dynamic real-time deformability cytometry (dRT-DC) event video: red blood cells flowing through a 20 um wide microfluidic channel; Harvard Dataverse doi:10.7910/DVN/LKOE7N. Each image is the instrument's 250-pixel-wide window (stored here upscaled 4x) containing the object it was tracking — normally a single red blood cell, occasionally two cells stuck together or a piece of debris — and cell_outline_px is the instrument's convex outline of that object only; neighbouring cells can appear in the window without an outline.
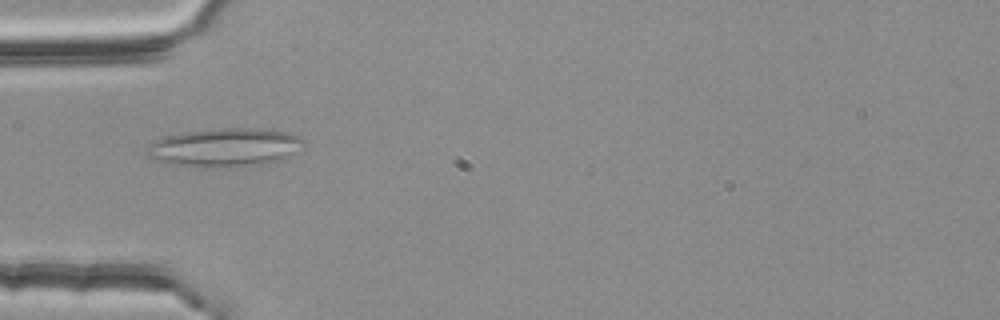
{"species": "common noctule bat (a hibernating species)", "species_latin": "Nyctalus noctula", "temperature_condition": "room temperature", "stored_images_in_passage": 54, "camera_frame_rate_fps": 3000, "um_per_image_px": 0.085, "animal": {"sex": "female", "body_mass_g": 25.1}, "frame": {"image": 1, "passage_image": 17, "time_ms": 5.333, "image_size_px": [1000, 320], "cell_outline_px": [[304, 148], [276, 160], [240, 164], [176, 164], [156, 160], [148, 156], [144, 152], [156, 140], [164, 136], [184, 132], [220, 128], [260, 128], [288, 132], [300, 136], [304, 140]], "centroid_in_image_um": [19.13, 12.44], "position_along_channel_um": 65.9, "area_um2": 33.41}}
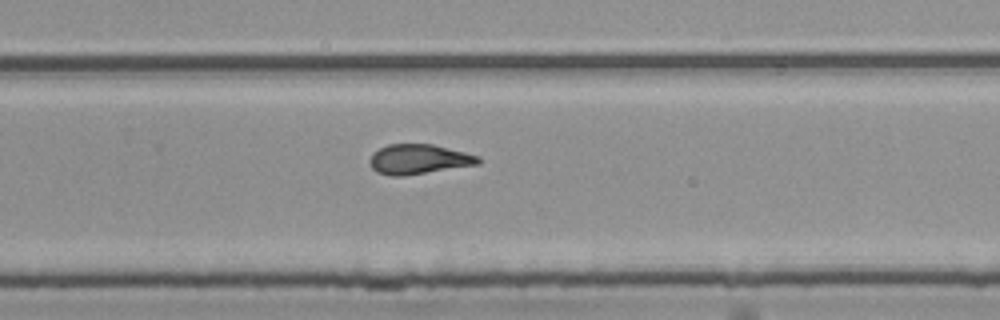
{"frame": {"image": 2, "passage_image": 35, "time_ms": 11.333, "image_size_px": [1000, 320], "cell_outline_px": [[480, 164], [404, 176], [388, 176], [376, 172], [372, 168], [368, 160], [372, 152], [388, 144], [432, 144], [480, 156]], "centroid_in_image_um": [35.55, 13.54], "position_along_channel_um": 294.2, "area_um2": 19.02}}
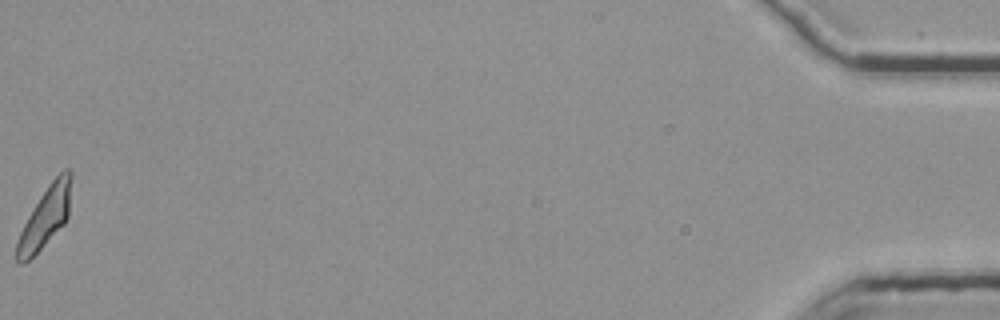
{"frame": {"image": 3, "passage_image": 54, "time_ms": 17.667, "image_size_px": [1000, 320], "cell_outline_px": [[72, 176], [68, 216], [64, 224], [28, 260], [20, 264], [12, 256], [16, 240], [28, 216], [40, 196], [48, 184], [64, 168], [68, 168], [72, 172]], "centroid_in_image_um": [3.82, 18.45], "position_along_channel_um": 431.4, "area_um2": 19.25}, "authors_computed_cell_mechanics": {"area_um2": 19.4208, "velocity_mm_per_s": 3.8059, "shape_relaxation_time_tau1_ms": null, "shape_relaxation_time_tau2_ms": 1.5158, "deformation_change_tau1": null, "deformation_change_tau2": 0.1013}}